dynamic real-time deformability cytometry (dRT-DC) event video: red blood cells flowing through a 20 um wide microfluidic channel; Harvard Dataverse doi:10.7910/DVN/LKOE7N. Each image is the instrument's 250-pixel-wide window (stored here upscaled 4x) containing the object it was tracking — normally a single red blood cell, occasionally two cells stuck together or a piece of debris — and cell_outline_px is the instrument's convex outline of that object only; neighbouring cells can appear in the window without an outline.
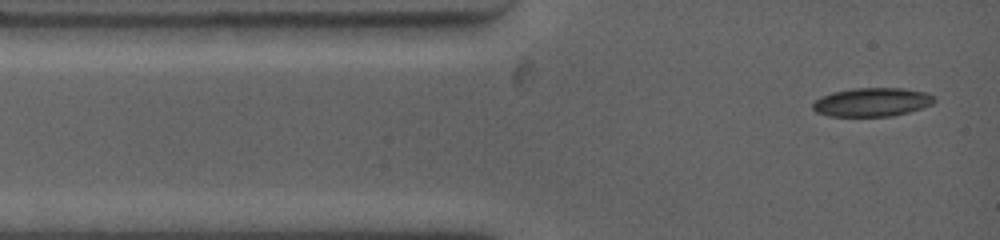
{"species": "common noctule bat (a hibernating species)", "species_latin": "Nyctalus noctula", "temperature_condition": "warm", "stored_images_in_passage": 7, "camera_frame_rate_fps": 4500, "um_per_image_px": 0.085, "animal": {"sex": "female", "body_mass_g": 19.0, "forearm_length_mm": 53.3}, "frame": {"image": 1, "passage_image": 1, "time_ms": 0.0, "image_size_px": [1000, 240], "cell_outline_px": [[936, 100], [932, 104], [908, 112], [892, 116], [828, 116], [816, 112], [812, 108], [812, 104], [820, 96], [832, 92], [852, 88], [904, 88], [924, 92], [932, 96]], "centroid_in_image_um": [74.08, 8.68], "position_along_channel_um": 10.9, "area_um2": 20.29}}
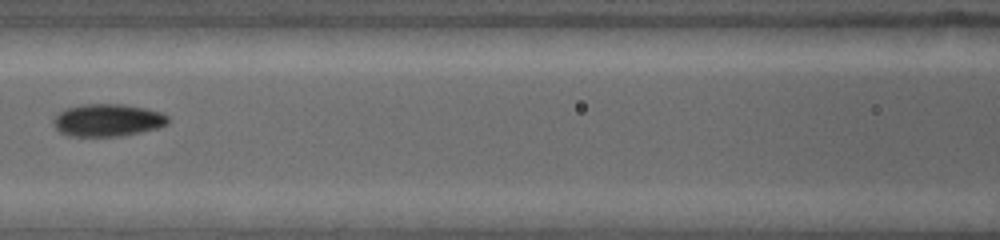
{"frame": {"image": 2, "passage_image": 5, "time_ms": 4.667, "image_size_px": [1000, 240], "cell_outline_px": [[168, 124], [160, 128], [124, 136], [68, 136], [60, 132], [52, 124], [52, 120], [60, 112], [68, 108], [84, 104], [124, 104], [144, 108], [160, 112], [168, 116]], "centroid_in_image_um": [9.17, 10.23], "position_along_channel_um": 157.4, "area_um2": 21.79}}
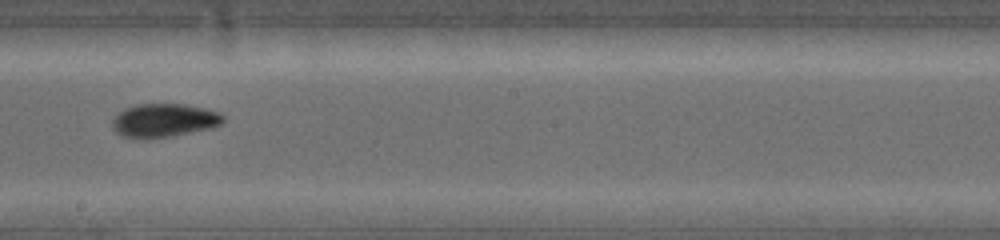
{"frame": {"image": 3, "passage_image": 7, "time_ms": 6.667, "image_size_px": [1000, 240], "cell_outline_px": [[224, 120], [220, 124], [212, 128], [172, 136], [144, 140], [132, 140], [116, 132], [112, 128], [112, 120], [124, 108], [136, 104], [184, 104], [204, 108], [220, 112], [224, 116]], "centroid_in_image_um": [13.91, 10.25], "position_along_channel_um": 234.3, "area_um2": 22.02}}